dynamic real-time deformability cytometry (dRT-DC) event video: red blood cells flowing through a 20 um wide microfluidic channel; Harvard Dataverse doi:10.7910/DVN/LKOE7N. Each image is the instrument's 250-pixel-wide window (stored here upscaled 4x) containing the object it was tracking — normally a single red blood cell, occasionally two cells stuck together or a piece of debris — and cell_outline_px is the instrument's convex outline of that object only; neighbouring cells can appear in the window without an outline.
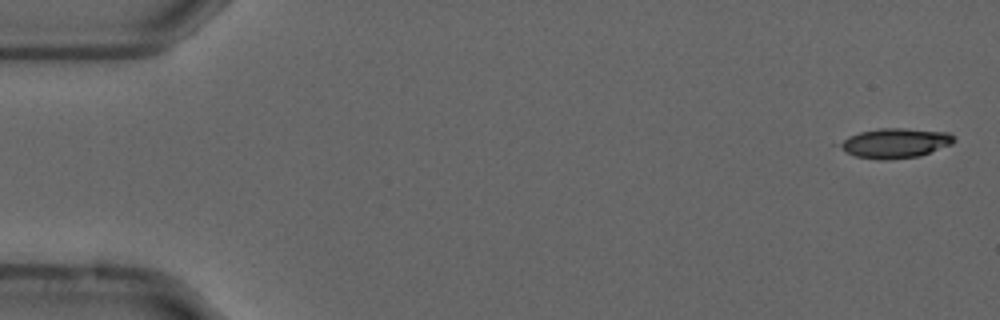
{"species": "common noctule bat (a hibernating species)", "species_latin": "Nyctalus noctula", "temperature_condition": "cold", "stored_images_in_passage": 55, "camera_frame_rate_fps": 3000, "um_per_image_px": 0.085, "animal": {"sex": "male", "forearm_length_mm": 52.5}, "frame": {"image": 1, "passage_image": 2, "time_ms": 0.333, "image_size_px": [1000, 320], "cell_outline_px": [[956, 140], [952, 144], [920, 156], [884, 160], [880, 160], [856, 156], [844, 152], [832, 144], [848, 136], [860, 132], [880, 128], [904, 128], [948, 132], [956, 136]], "centroid_in_image_um": [76.03, 12.16], "position_along_channel_um": 9.0, "area_um2": 20.23}}
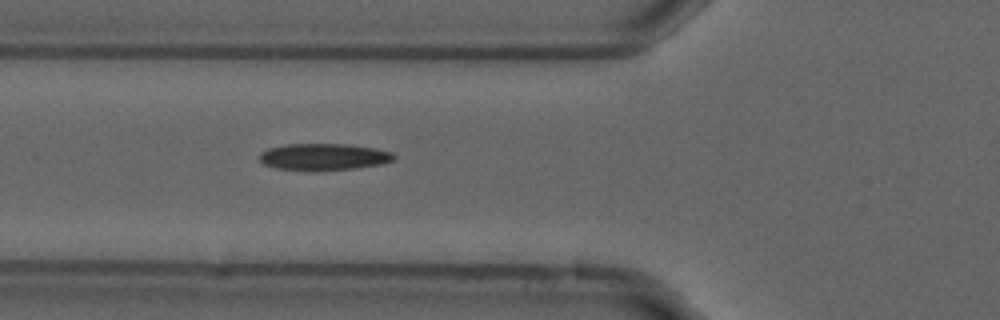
{"frame": {"image": 2, "passage_image": 20, "time_ms": 6.333, "image_size_px": [1000, 320], "cell_outline_px": [[396, 160], [380, 164], [356, 168], [276, 168], [264, 164], [260, 160], [260, 152], [268, 148], [284, 144], [348, 144], [376, 148], [392, 152], [396, 156]], "centroid_in_image_um": [27.57, 13.28], "position_along_channel_um": 98.2, "area_um2": 20.23}}
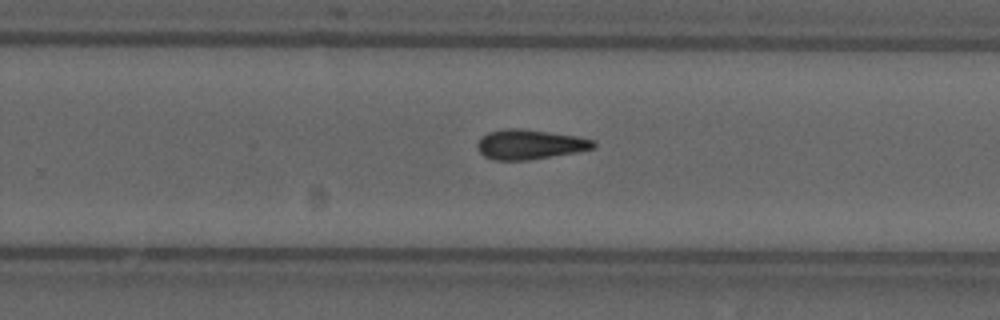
{"frame": {"image": 3, "passage_image": 35, "time_ms": 11.333, "image_size_px": [1000, 320], "cell_outline_px": [[596, 148], [580, 152], [528, 160], [492, 160], [484, 156], [480, 152], [476, 144], [480, 136], [488, 132], [508, 128], [520, 128], [576, 136], [596, 140]], "centroid_in_image_um": [45.05, 12.28], "position_along_channel_um": 284.8, "area_um2": 20.4}, "authors_computed_cell_mechanics": {"area_um2": 19.7098, "velocity_mm_per_s": 3.7376, "shape_relaxation_time_tau1_ms": null, "shape_relaxation_time_tau2_ms": 6.7185, "deformation_change_tau1": null, "deformation_change_tau2": 0.1757}}